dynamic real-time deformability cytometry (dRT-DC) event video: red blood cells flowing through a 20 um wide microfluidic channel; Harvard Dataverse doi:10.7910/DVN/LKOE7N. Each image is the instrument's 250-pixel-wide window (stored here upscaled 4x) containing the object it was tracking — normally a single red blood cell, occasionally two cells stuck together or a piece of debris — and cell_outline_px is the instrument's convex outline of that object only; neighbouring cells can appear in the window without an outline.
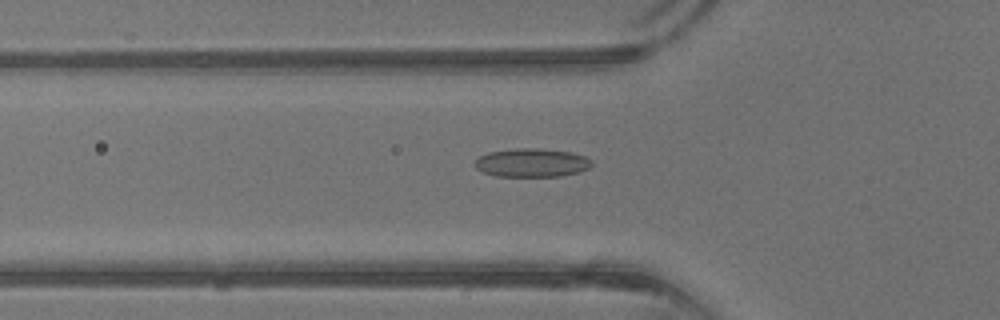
{"species": "common noctule bat (a hibernating species)", "species_latin": "Nyctalus noctula", "temperature_condition": "warm", "stored_images_in_passage": 42, "camera_frame_rate_fps": 3000, "um_per_image_px": 0.085, "animal": {"sex": "male", "body_mass_g": 13.3}, "frame": {"image": 1, "passage_image": 15, "time_ms": 4.667, "image_size_px": [1000, 320], "cell_outline_px": [[592, 164], [588, 168], [580, 172], [560, 176], [496, 176], [484, 172], [476, 168], [476, 160], [480, 156], [488, 152], [516, 148], [536, 148], [572, 152], [584, 156], [592, 160]], "centroid_in_image_um": [45.22, 13.83], "position_along_channel_um": 80.6, "area_um2": 19.36}}
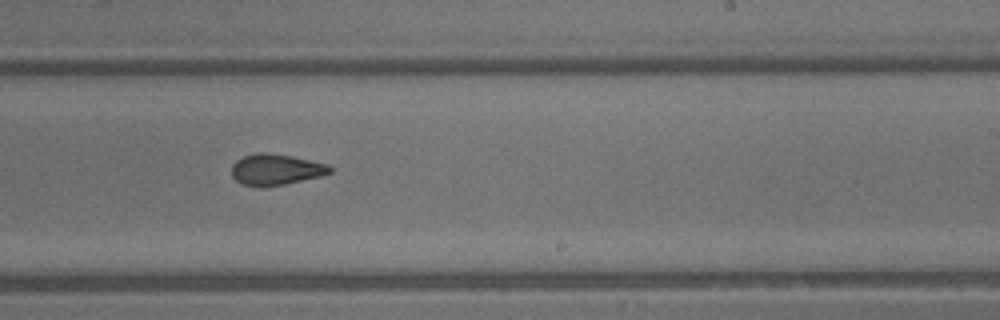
{"frame": {"image": 2, "passage_image": 26, "time_ms": 8.333, "image_size_px": [1000, 320], "cell_outline_px": [[332, 172], [320, 176], [284, 184], [260, 188], [240, 184], [232, 176], [232, 164], [236, 160], [244, 156], [256, 152], [268, 152], [292, 156], [328, 164], [332, 168]], "centroid_in_image_um": [23.41, 14.41], "position_along_channel_um": 265.6, "area_um2": 17.98}}
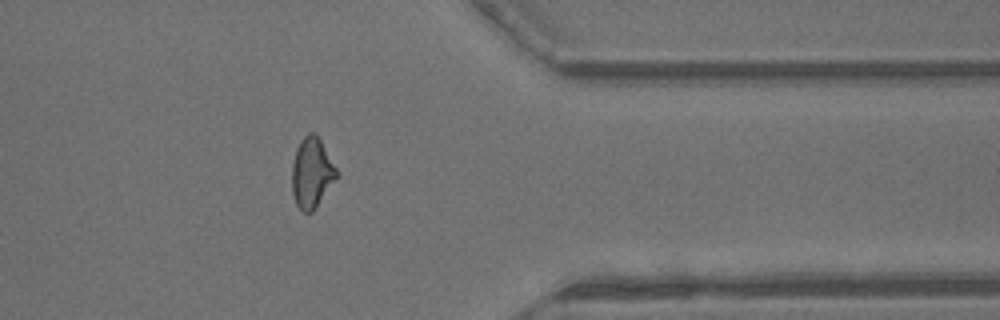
{"frame": {"image": 3, "passage_image": 34, "time_ms": 11.0, "image_size_px": [1000, 320], "cell_outline_px": [[340, 176], [312, 212], [304, 212], [296, 204], [292, 192], [292, 164], [296, 148], [300, 140], [308, 132], [312, 132], [320, 140], [336, 168]], "centroid_in_image_um": [26.51, 14.7], "position_along_channel_um": 384.9, "area_um2": 18.26}}